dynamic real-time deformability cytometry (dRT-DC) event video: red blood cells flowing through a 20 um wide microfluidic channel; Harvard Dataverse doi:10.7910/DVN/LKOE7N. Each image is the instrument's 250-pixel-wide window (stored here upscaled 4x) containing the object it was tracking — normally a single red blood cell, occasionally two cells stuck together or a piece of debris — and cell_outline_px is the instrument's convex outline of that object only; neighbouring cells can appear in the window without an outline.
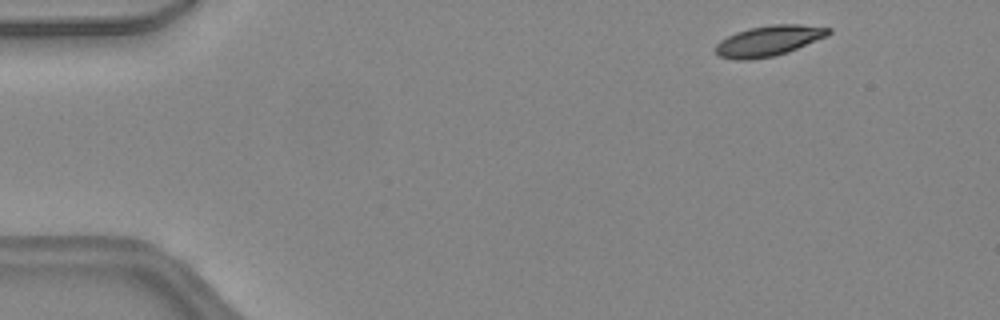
{"species": "common noctule bat (a hibernating species)", "species_latin": "Nyctalus noctula", "temperature_condition": "warm", "stored_images_in_passage": 43, "camera_frame_rate_fps": 3000, "um_per_image_px": 0.085, "animal": {"sex": "female", "body_mass_g": 24.6, "forearm_length_mm": 56.2}, "frame": {"image": 1, "passage_image": 2, "time_ms": 0.333, "image_size_px": [1000, 320], "cell_outline_px": [[832, 32], [828, 36], [788, 52], [772, 56], [748, 60], [736, 60], [720, 56], [716, 52], [716, 44], [720, 40], [736, 32], [748, 28], [772, 24], [800, 24], [832, 28]], "centroid_in_image_um": [65.37, 3.46], "position_along_channel_um": 19.6, "area_um2": 20.11}}
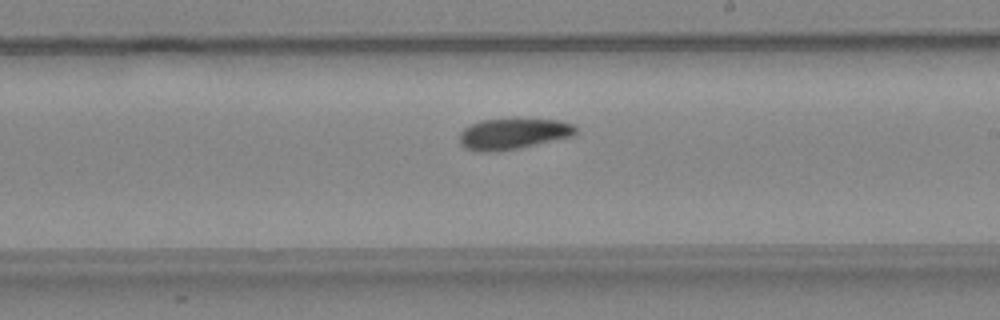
{"frame": {"image": 2, "passage_image": 24, "time_ms": 7.667, "image_size_px": [1000, 320], "cell_outline_px": [[576, 132], [572, 136], [520, 148], [496, 152], [476, 152], [464, 148], [460, 144], [460, 132], [464, 128], [472, 124], [484, 120], [516, 116], [560, 120], [572, 124], [576, 128]], "centroid_in_image_um": [43.61, 11.34], "position_along_channel_um": 245.4, "area_um2": 21.79}}
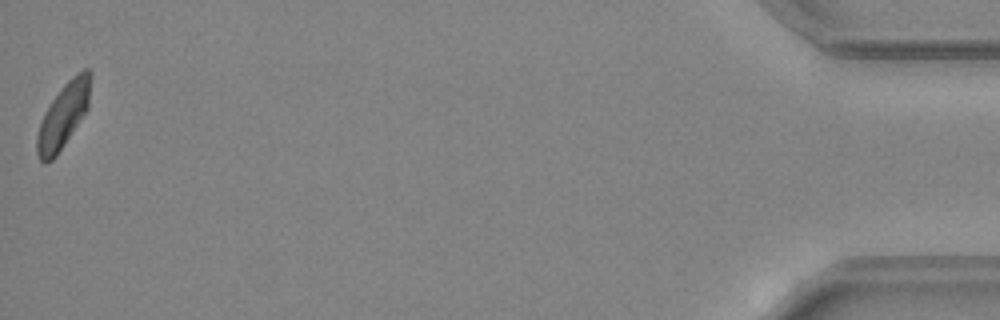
{"frame": {"image": 3, "passage_image": 43, "time_ms": 14.0, "image_size_px": [1000, 320], "cell_outline_px": [[92, 76], [88, 108], [56, 156], [52, 160], [44, 164], [40, 160], [36, 152], [36, 136], [44, 112], [52, 100], [64, 84], [76, 72], [84, 68], [88, 68], [92, 72]], "centroid_in_image_um": [5.39, 9.78], "position_along_channel_um": 429.8, "area_um2": 20.23}, "authors_computed_cell_mechanics": {"area_um2": 20.7502, "velocity_mm_per_s": 4.4428, "shape_relaxation_time_tau1_ms": 3.2627, "shape_relaxation_time_tau2_ms": null, "deformation_change_tau1": 0.1083, "deformation_change_tau2": null}}